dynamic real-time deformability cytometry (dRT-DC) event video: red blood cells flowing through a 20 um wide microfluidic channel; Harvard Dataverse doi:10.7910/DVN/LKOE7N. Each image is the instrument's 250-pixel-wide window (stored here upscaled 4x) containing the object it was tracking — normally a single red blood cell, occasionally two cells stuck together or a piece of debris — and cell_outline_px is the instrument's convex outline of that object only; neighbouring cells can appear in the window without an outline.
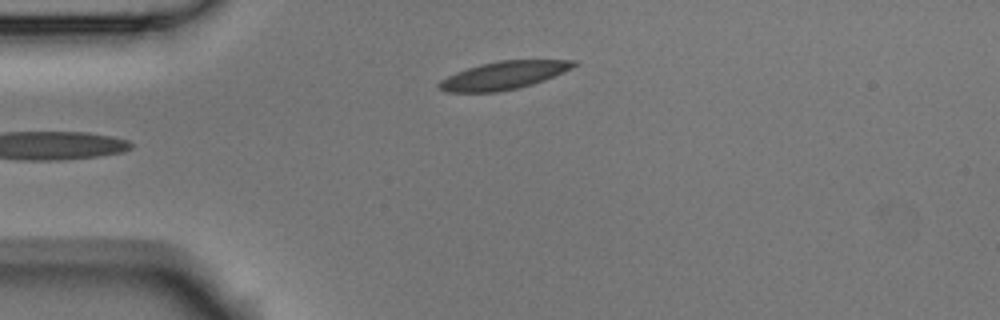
{"species": "Egyptian fruit bat (a non-hibernating species)", "species_latin": "Rousettus aegyptiacus", "temperature_condition": "room temperature", "stored_images_in_passage": 5, "camera_frame_rate_fps": 3000, "um_per_image_px": 0.085, "animal": {"sex": "male"}, "frame": {"image": 1, "passage_image": 5, "time_ms": 1.333, "image_size_px": [1000, 320], "cell_outline_px": [[580, 64], [572, 68], [544, 80], [532, 84], [516, 88], [496, 92], [448, 92], [440, 88], [436, 84], [440, 80], [456, 72], [480, 64], [500, 60], [580, 60]], "centroid_in_image_um": [42.84, 6.39], "position_along_channel_um": 42.2, "area_um2": 21.85}}